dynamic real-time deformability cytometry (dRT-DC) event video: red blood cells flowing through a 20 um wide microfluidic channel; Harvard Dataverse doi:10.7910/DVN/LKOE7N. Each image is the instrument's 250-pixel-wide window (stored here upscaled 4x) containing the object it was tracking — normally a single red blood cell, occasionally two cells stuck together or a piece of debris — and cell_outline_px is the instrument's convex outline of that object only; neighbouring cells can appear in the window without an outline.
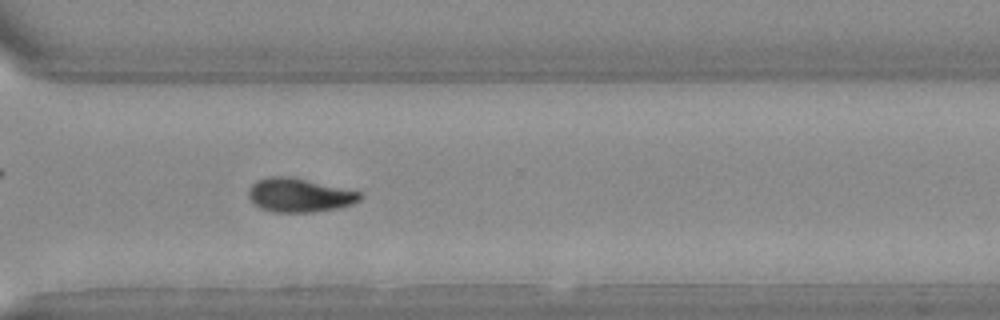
{"species": "Egyptian fruit bat (a non-hibernating species)", "species_latin": "Rousettus aegyptiacus", "temperature_condition": "warm", "stored_images_in_passage": 40, "camera_frame_rate_fps": 3000, "um_per_image_px": 0.085, "animal": {"sex": "female"}, "frame": {"image": 1, "passage_image": 29, "time_ms": 9.333, "image_size_px": [1000, 320], "cell_outline_px": [[360, 200], [352, 204], [340, 208], [312, 212], [276, 212], [260, 208], [248, 196], [248, 188], [256, 180], [268, 176], [288, 176], [360, 192]], "centroid_in_image_um": [25.41, 16.59], "position_along_channel_um": 345.2, "area_um2": 21.73}}
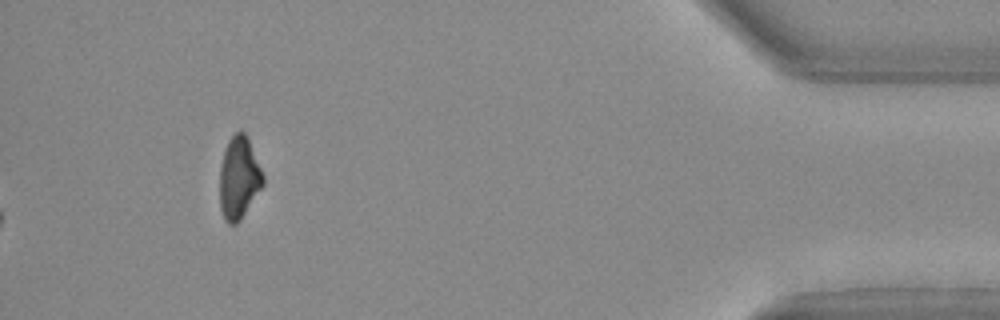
{"frame": {"image": 2, "passage_image": 40, "time_ms": 13.0, "image_size_px": [1000, 320], "cell_outline_px": [[264, 184], [240, 220], [236, 224], [228, 224], [224, 220], [220, 208], [220, 168], [224, 152], [228, 140], [236, 132], [244, 132], [248, 140], [264, 176]], "centroid_in_image_um": [20.29, 15.16], "position_along_channel_um": 414.9, "area_um2": 20.46}}